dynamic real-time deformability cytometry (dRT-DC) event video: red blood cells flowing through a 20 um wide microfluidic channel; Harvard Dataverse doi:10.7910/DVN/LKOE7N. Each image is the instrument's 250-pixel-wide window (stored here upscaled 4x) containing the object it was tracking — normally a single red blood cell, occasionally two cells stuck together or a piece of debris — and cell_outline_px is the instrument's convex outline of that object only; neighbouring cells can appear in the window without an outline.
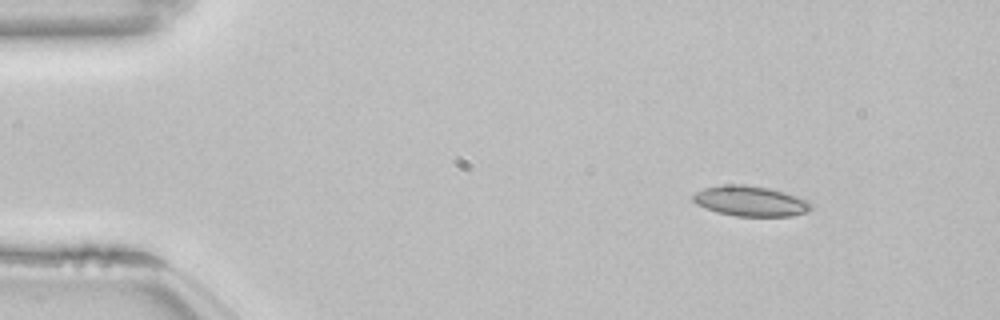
{"species": "common noctule bat (a hibernating species)", "species_latin": "Nyctalus noctula", "temperature_condition": "room temperature", "stored_images_in_passage": 48, "camera_frame_rate_fps": 3000, "um_per_image_px": 0.085, "animal": {"sex": "female", "body_mass_g": 22.7, "forearm_length_mm": 54.2}, "frame": {"image": 1, "passage_image": 1, "time_ms": 0.0, "image_size_px": [1000, 320], "cell_outline_px": [[812, 208], [808, 212], [792, 216], [736, 216], [716, 212], [704, 208], [696, 204], [692, 200], [692, 196], [696, 192], [704, 188], [724, 184], [744, 184], [768, 188], [784, 192], [808, 200], [812, 204]], "centroid_in_image_um": [63.78, 17.09], "position_along_channel_um": 21.2, "area_um2": 20.98}}
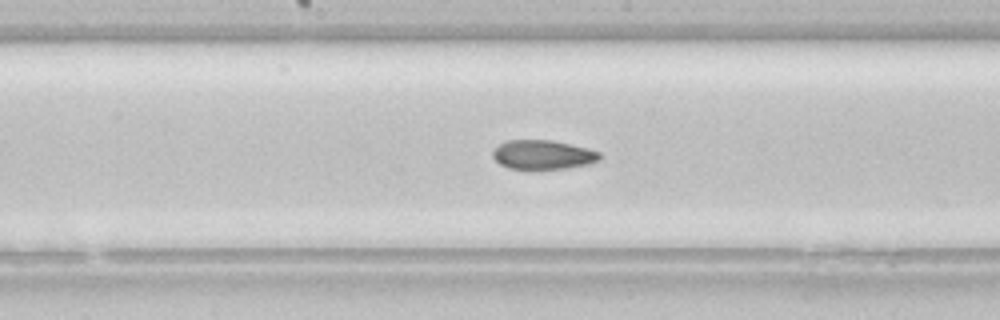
{"frame": {"image": 2, "passage_image": 22, "time_ms": 7.0, "image_size_px": [1000, 320], "cell_outline_px": [[600, 160], [592, 164], [568, 168], [528, 172], [508, 168], [500, 164], [492, 156], [492, 152], [500, 144], [508, 140], [552, 140], [588, 148], [600, 152]], "centroid_in_image_um": [46.16, 13.2], "position_along_channel_um": 202.0, "area_um2": 18.96}}
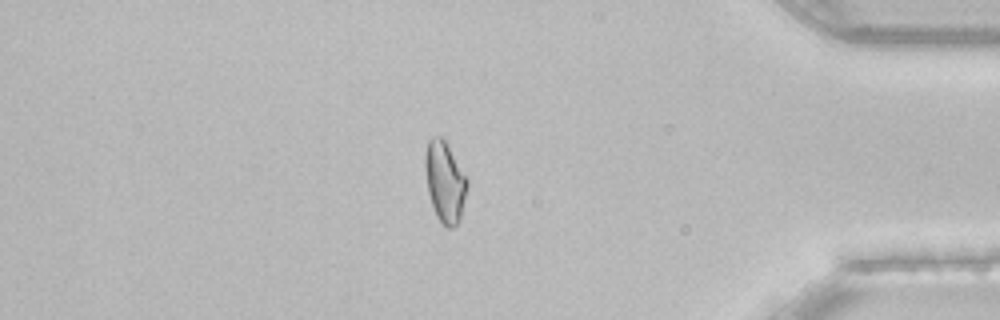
{"frame": {"image": 3, "passage_image": 40, "time_ms": 13.0, "image_size_px": [1000, 320], "cell_outline_px": [[468, 188], [460, 220], [452, 228], [448, 228], [436, 216], [428, 192], [424, 168], [424, 156], [428, 140], [432, 136], [440, 136], [448, 144], [468, 176]], "centroid_in_image_um": [37.83, 15.41], "position_along_channel_um": 397.4, "area_um2": 20.23}, "authors_computed_cell_mechanics": {"area_um2": 19.7676, "velocity_mm_per_s": 3.8334, "shape_relaxation_time_tau1_ms": null, "shape_relaxation_time_tau2_ms": 5.0008, "deformation_change_tau1": null, "deformation_change_tau2": 0.104}}